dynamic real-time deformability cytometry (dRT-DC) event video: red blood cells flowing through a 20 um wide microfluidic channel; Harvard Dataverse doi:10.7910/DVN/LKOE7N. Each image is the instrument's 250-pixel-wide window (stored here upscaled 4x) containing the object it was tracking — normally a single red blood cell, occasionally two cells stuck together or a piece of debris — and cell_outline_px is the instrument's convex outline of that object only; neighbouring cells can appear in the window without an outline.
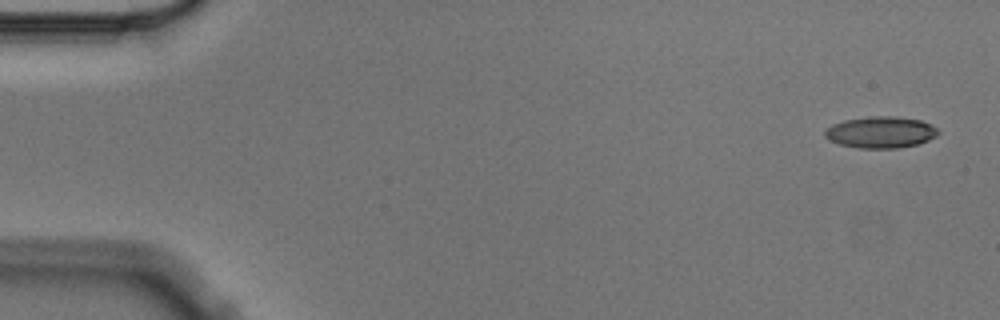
{"species": "Egyptian fruit bat (a non-hibernating species)", "species_latin": "Rousettus aegyptiacus", "temperature_condition": "cold", "stored_images_in_passage": 4, "camera_frame_rate_fps": 3000, "um_per_image_px": 0.085, "animal": {"sex": "male"}, "frame": {"image": 1, "passage_image": 1, "time_ms": 0.0, "image_size_px": [1000, 320], "cell_outline_px": [[940, 132], [936, 136], [928, 140], [916, 144], [896, 148], [860, 148], [840, 144], [828, 140], [824, 136], [824, 132], [832, 124], [844, 120], [868, 116], [896, 116], [920, 120], [936, 128]], "centroid_in_image_um": [74.83, 11.23], "position_along_channel_um": 10.2, "area_um2": 20.69}}
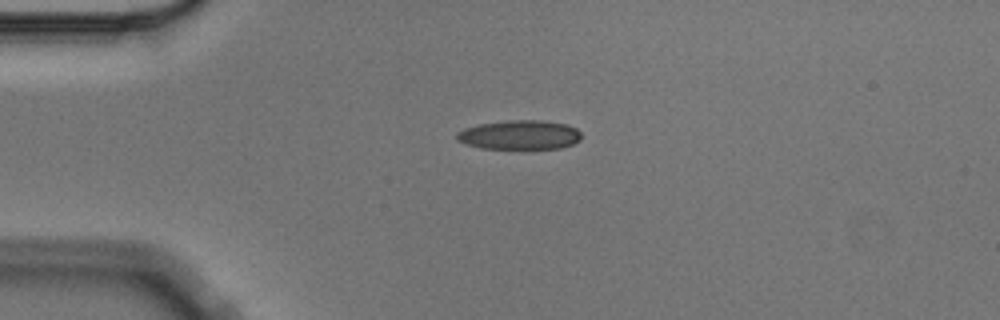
{"frame": {"image": 2, "passage_image": 4, "time_ms": 1.0, "image_size_px": [1000, 320], "cell_outline_px": [[580, 140], [572, 144], [560, 148], [480, 148], [456, 140], [456, 132], [464, 128], [480, 124], [508, 120], [544, 120], [568, 124], [576, 128], [580, 132]], "centroid_in_image_um": [44.17, 11.45], "position_along_channel_um": 40.8, "area_um2": 21.21}}